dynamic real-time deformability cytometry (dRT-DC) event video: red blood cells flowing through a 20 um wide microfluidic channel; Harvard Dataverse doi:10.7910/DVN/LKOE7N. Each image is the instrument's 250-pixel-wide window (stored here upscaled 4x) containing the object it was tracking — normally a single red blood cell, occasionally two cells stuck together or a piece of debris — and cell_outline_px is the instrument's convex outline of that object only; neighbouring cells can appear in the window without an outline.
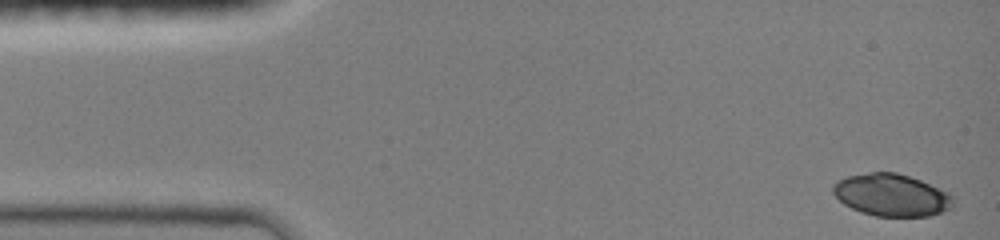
{"species": "common noctule bat (a hibernating species)", "species_latin": "Nyctalus noctula", "temperature_condition": "room temperature", "stored_images_in_passage": 15, "camera_frame_rate_fps": 3000, "um_per_image_px": 0.085, "animal": {"sex": "female", "body_mass_g": 19.0, "forearm_length_mm": 51.5}, "frame": {"image": 1, "passage_image": 1, "time_ms": 0.0, "image_size_px": [1000, 240], "cell_outline_px": [[952, 208], [928, 216], [876, 216], [860, 212], [844, 204], [832, 192], [832, 184], [848, 176], [872, 172], [896, 172], [920, 180], [952, 196]], "centroid_in_image_um": [75.73, 16.58], "position_along_channel_um": 9.3, "area_um2": 29.07}}